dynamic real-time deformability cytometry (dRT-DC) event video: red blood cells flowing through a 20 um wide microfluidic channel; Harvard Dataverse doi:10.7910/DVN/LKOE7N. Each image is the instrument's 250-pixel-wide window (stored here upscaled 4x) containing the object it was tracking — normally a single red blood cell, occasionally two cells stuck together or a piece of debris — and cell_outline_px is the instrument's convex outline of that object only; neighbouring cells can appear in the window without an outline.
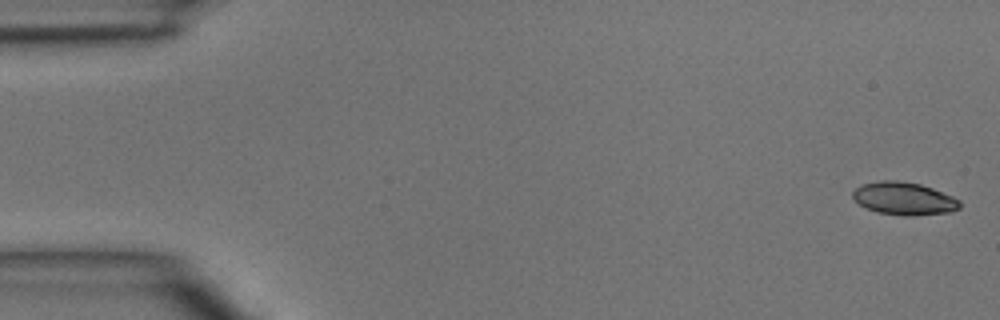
{"species": "common noctule bat (a hibernating species)", "species_latin": "Nyctalus noctula", "temperature_condition": "room temperature", "stored_images_in_passage": 48, "camera_frame_rate_fps": 3000, "um_per_image_px": 0.085, "animal": {"sex": "male", "body_mass_g": 15.6}, "frame": {"image": 1, "passage_image": 1, "time_ms": 0.0, "image_size_px": [1000, 320], "cell_outline_px": [[960, 208], [952, 212], [912, 216], [904, 216], [876, 212], [860, 204], [852, 196], [852, 192], [856, 188], [864, 184], [880, 180], [896, 180], [920, 184], [932, 188], [952, 196], [960, 200]], "centroid_in_image_um": [76.87, 16.88], "position_along_channel_um": 8.1, "area_um2": 20.4}}
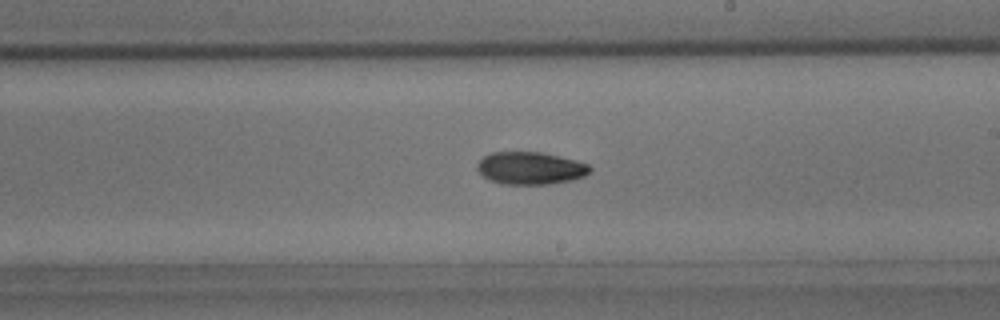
{"frame": {"image": 2, "passage_image": 27, "time_ms": 8.667, "image_size_px": [1000, 320], "cell_outline_px": [[592, 172], [584, 176], [572, 180], [548, 184], [500, 184], [488, 180], [476, 168], [476, 164], [484, 156], [492, 152], [540, 152], [576, 160], [588, 164], [592, 168]], "centroid_in_image_um": [45.09, 14.3], "position_along_channel_um": 243.9, "area_um2": 21.44}}
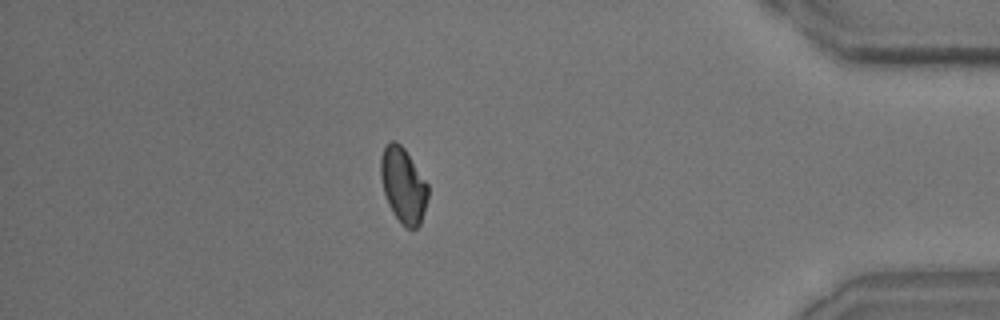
{"frame": {"image": 3, "passage_image": 41, "time_ms": 13.333, "image_size_px": [1000, 320], "cell_outline_px": [[428, 196], [424, 212], [420, 224], [416, 228], [408, 228], [400, 224], [392, 212], [388, 204], [384, 192], [380, 176], [380, 156], [384, 148], [392, 140], [396, 140], [404, 148], [428, 184]], "centroid_in_image_um": [34.26, 15.75], "position_along_channel_um": 400.9, "area_um2": 20.75}}